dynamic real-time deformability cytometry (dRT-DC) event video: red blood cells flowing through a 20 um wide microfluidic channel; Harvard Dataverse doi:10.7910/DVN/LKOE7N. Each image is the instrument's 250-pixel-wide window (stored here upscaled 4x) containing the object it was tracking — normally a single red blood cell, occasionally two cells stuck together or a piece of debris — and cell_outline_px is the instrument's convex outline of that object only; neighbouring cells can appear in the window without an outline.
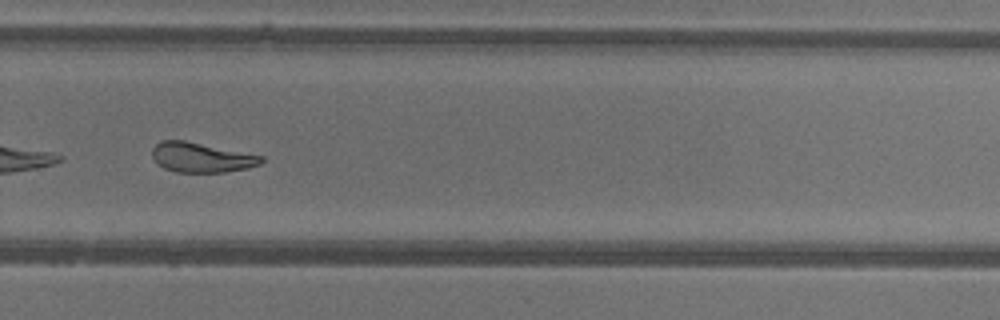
{"species": "common noctule bat (a hibernating species)", "species_latin": "Nyctalus noctula", "temperature_condition": "warm", "stored_images_in_passage": 31, "camera_frame_rate_fps": 3000, "um_per_image_px": 0.085, "animal": {"sex": "female"}, "frame": {"image": 1, "passage_image": 18, "time_ms": 5.667, "image_size_px": [1000, 320], "cell_outline_px": [[264, 160], [260, 164], [248, 168], [224, 172], [176, 172], [164, 168], [152, 156], [152, 148], [160, 140], [184, 140], [264, 156]], "centroid_in_image_um": [17.13, 13.38], "position_along_channel_um": 312.7, "area_um2": 18.84}, "authors_computed_cell_mechanics": {"area_um2": 19.8254, "velocity_mm_per_s": 4.2035, "shape_relaxation_time_tau1_ms": 5.224, "shape_relaxation_time_tau2_ms": 1.9789, "deformation_change_tau1": 0.1908, "deformation_change_tau2": 0.0907}}